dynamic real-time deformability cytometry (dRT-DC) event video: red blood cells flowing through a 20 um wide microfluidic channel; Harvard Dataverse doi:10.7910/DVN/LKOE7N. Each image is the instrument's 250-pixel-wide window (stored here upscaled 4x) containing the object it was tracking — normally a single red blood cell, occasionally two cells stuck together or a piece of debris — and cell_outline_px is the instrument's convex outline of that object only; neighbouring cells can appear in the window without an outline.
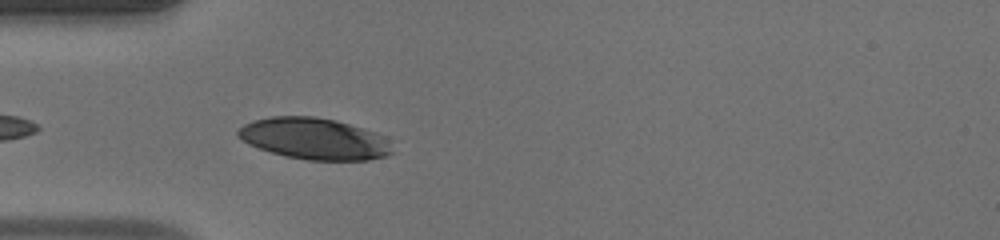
{"species": "human", "species_latin": "Homo sapiens", "temperature_condition": "warm", "stored_images_in_passage": 35, "camera_frame_rate_fps": 3000, "um_per_image_px": 0.085, "donor": {"sex": "male"}, "frame": {"image": 1, "passage_image": 2, "time_ms": 0.333, "image_size_px": [1000, 240], "cell_outline_px": [[396, 152], [388, 156], [368, 160], [308, 160], [284, 156], [248, 144], [236, 136], [236, 132], [244, 124], [252, 120], [272, 116], [316, 116], [336, 120], [364, 128], [376, 132]], "centroid_in_image_um": [26.7, 11.79], "position_along_channel_um": 58.3, "area_um2": 37.34}}
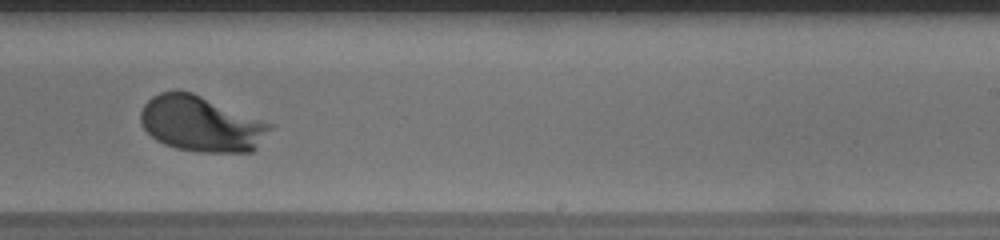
{"frame": {"image": 2, "passage_image": 18, "time_ms": 5.667, "image_size_px": [1000, 240], "cell_outline_px": [[272, 128], [256, 148], [252, 152], [200, 152], [176, 148], [164, 144], [156, 140], [144, 128], [140, 120], [140, 112], [144, 104], [152, 96], [160, 92], [176, 88], [192, 92], [272, 124]], "centroid_in_image_um": [17.06, 10.51], "position_along_channel_um": 271.9, "area_um2": 41.91}}
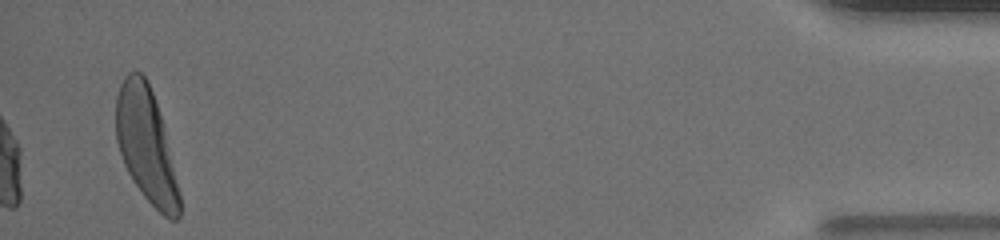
{"frame": {"image": 3, "passage_image": 35, "time_ms": 11.333, "image_size_px": [1000, 240], "cell_outline_px": [[180, 216], [176, 220], [168, 220], [144, 196], [132, 180], [124, 164], [116, 140], [116, 96], [120, 84], [124, 76], [128, 72], [140, 72], [148, 80], [164, 124], [180, 192]], "centroid_in_image_um": [12.43, 12.32], "position_along_channel_um": 422.8, "area_um2": 42.37}, "authors_computed_cell_mechanics": {"area_um2": 39.1306, "velocity_mm_per_s": 4.1028, "shape_relaxation_time_tau1_ms": 1.7524, "shape_relaxation_time_tau2_ms": null, "deformation_change_tau1": 0.1503, "deformation_change_tau2": null}}